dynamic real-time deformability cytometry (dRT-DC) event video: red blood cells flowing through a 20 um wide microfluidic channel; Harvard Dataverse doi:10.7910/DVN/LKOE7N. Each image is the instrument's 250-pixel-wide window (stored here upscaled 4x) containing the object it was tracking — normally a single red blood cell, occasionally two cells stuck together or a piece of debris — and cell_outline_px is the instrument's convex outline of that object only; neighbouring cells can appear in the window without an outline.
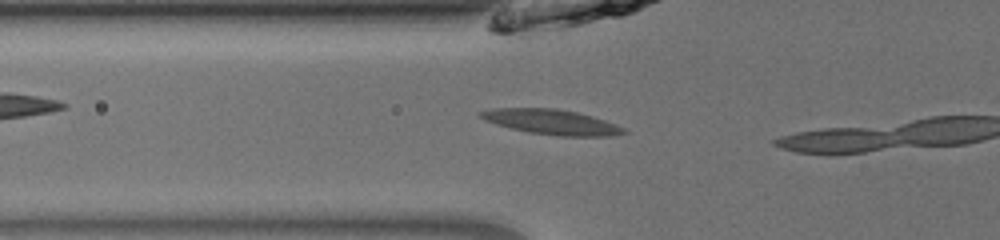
{"species": "common noctule bat (a hibernating species)", "species_latin": "Nyctalus noctula", "temperature_condition": "room temperature", "stored_images_in_passage": 4, "camera_frame_rate_fps": 3000, "um_per_image_px": 0.085, "animal": {"sex": "male", "body_mass_g": 13.0, "forearm_length_mm": 53.1}, "frame": {"image": 1, "passage_image": 3, "time_ms": 0.667, "image_size_px": [1000, 240], "cell_outline_px": [[628, 132], [616, 136], [560, 136], [528, 132], [496, 124], [484, 120], [476, 116], [476, 112], [492, 108], [556, 108], [576, 112], [592, 116], [616, 124], [624, 128]], "centroid_in_image_um": [46.85, 10.36], "position_along_channel_um": 78.9, "area_um2": 21.04}}